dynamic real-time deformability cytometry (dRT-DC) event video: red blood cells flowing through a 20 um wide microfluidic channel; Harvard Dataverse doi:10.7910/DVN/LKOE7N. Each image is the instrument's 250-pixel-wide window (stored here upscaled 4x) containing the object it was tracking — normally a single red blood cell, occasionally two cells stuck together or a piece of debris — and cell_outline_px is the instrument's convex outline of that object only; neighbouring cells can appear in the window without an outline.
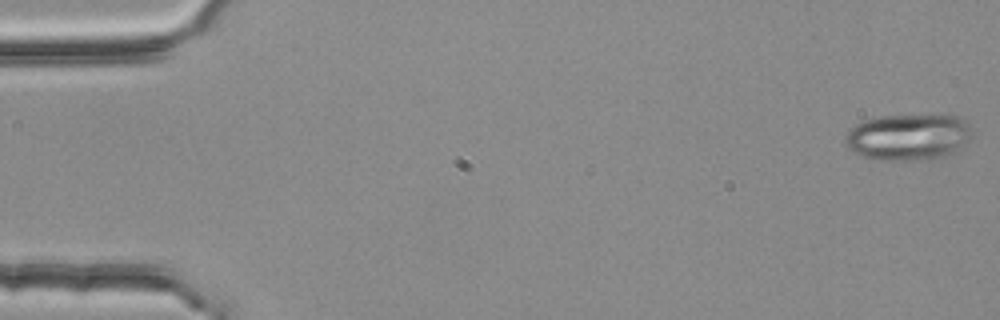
{"species": "common noctule bat (a hibernating species)", "species_latin": "Nyctalus noctula", "temperature_condition": "room temperature", "stored_images_in_passage": 4, "camera_frame_rate_fps": 3000, "um_per_image_px": 0.085, "animal": {"sex": "female", "body_mass_g": 25.1}, "frame": {"image": 1, "passage_image": 1, "time_ms": 0.0, "image_size_px": [1000, 320], "cell_outline_px": [[972, 132], [968, 140], [956, 152], [948, 156], [936, 160], [876, 160], [860, 156], [848, 148], [844, 144], [844, 140], [848, 128], [856, 124], [868, 120], [884, 116], [956, 116], [964, 120], [972, 128]], "centroid_in_image_um": [77.19, 11.69], "position_along_channel_um": 7.8, "area_um2": 34.51}}